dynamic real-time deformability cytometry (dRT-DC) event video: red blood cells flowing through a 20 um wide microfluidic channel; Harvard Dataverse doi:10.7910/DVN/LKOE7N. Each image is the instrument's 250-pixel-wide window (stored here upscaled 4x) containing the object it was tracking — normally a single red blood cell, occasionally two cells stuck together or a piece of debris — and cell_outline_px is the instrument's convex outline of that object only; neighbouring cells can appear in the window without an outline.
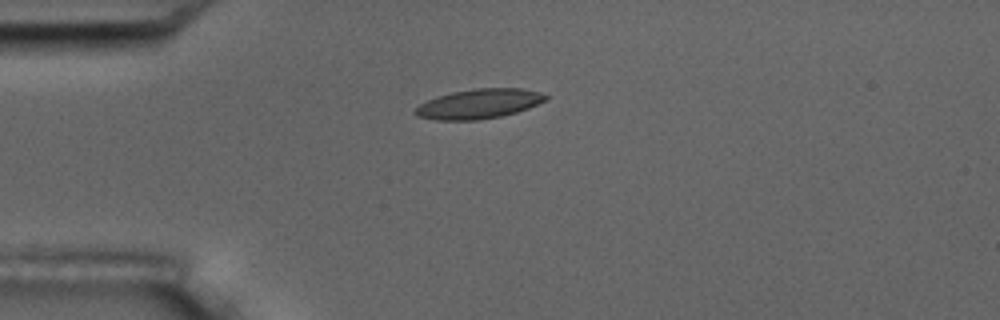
{"species": "common noctule bat (a hibernating species)", "species_latin": "Nyctalus noctula", "temperature_condition": "room temperature", "stored_images_in_passage": 4, "camera_frame_rate_fps": 3000, "um_per_image_px": 0.085, "animal": {"sex": "male", "body_mass_g": 17.5, "forearm_length_mm": 52.3}, "frame": {"image": 1, "passage_image": 1, "time_ms": 0.0, "image_size_px": [1000, 320], "cell_outline_px": [[548, 96], [544, 100], [528, 108], [516, 112], [500, 116], [480, 120], [436, 120], [416, 116], [412, 112], [420, 104], [436, 96], [452, 92], [476, 88], [520, 88], [540, 92]], "centroid_in_image_um": [40.66, 8.83], "position_along_channel_um": 44.3, "area_um2": 22.43}}